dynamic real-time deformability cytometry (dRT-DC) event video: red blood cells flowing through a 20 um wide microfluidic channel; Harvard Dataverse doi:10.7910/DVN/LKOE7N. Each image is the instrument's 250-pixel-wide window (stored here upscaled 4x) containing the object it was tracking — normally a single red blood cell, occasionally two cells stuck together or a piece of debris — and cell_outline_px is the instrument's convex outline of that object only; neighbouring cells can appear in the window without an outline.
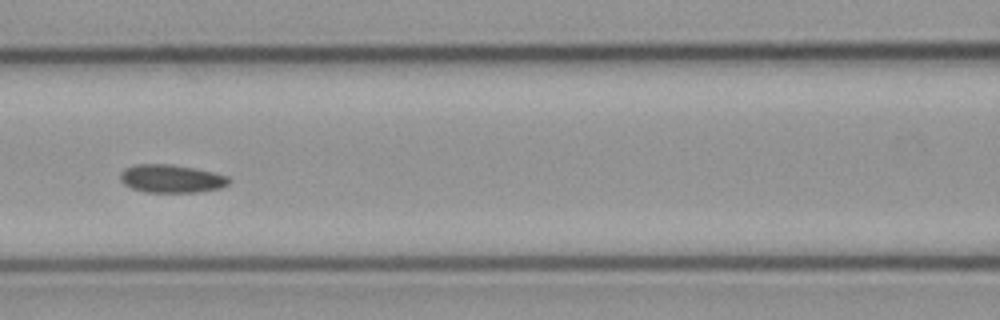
{"species": "common noctule bat (a hibernating species)", "species_latin": "Nyctalus noctula", "temperature_condition": "cold", "stored_images_in_passage": 22, "camera_frame_rate_fps": 3000, "um_per_image_px": 0.085, "animal": {"sex": "male", "body_mass_g": 23.1, "forearm_length_mm": 52.7}, "frame": {"image": 1, "passage_image": 10, "time_ms": 3.0, "image_size_px": [1000, 320], "cell_outline_px": [[232, 180], [228, 184], [220, 188], [196, 192], [144, 192], [132, 188], [124, 184], [120, 180], [120, 172], [124, 168], [136, 164], [172, 164], [196, 168], [228, 176]], "centroid_in_image_um": [14.55, 15.18], "position_along_channel_um": 152.0, "area_um2": 17.92}}
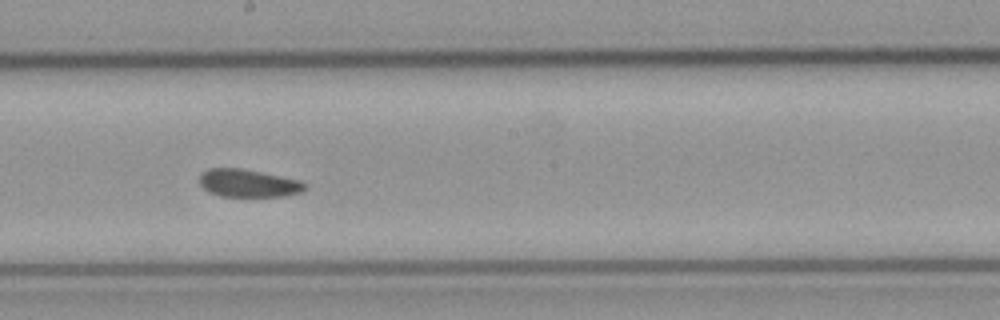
{"frame": {"image": 2, "passage_image": 16, "time_ms": 5.0, "image_size_px": [1000, 320], "cell_outline_px": [[308, 188], [300, 192], [284, 196], [220, 196], [208, 192], [200, 184], [200, 172], [208, 168], [240, 168], [300, 180], [308, 184]], "centroid_in_image_um": [21.1, 15.57], "position_along_channel_um": 227.1, "area_um2": 17.11}}
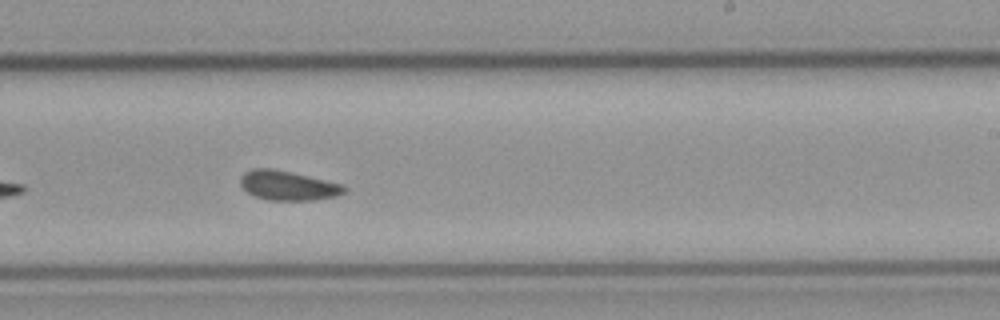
{"frame": {"image": 3, "passage_image": 19, "time_ms": 6.0, "image_size_px": [1000, 320], "cell_outline_px": [[348, 188], [344, 192], [336, 196], [312, 200], [268, 200], [252, 196], [240, 184], [240, 176], [244, 172], [252, 168], [272, 168], [344, 184]], "centroid_in_image_um": [24.46, 15.77], "position_along_channel_um": 264.5, "area_um2": 17.92}}